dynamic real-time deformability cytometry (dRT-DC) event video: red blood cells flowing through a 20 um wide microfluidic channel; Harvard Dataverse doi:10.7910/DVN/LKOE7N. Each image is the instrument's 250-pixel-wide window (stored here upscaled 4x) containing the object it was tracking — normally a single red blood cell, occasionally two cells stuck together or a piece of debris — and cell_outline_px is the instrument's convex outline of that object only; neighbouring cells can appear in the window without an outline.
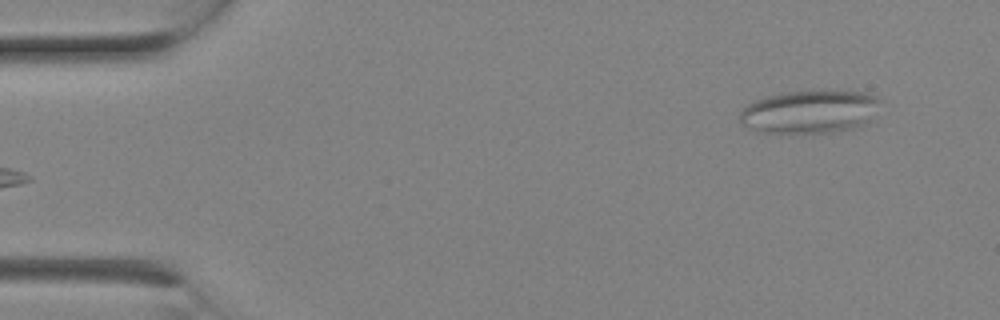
{"species": "Egyptian fruit bat (a non-hibernating species)", "species_latin": "Rousettus aegyptiacus", "temperature_condition": "room temperature", "stored_images_in_passage": 3, "camera_frame_rate_fps": 3000, "um_per_image_px": 0.085, "animal": {"sex": "female"}, "frame": {"image": 1, "passage_image": 3, "time_ms": 0.667, "image_size_px": [1000, 320], "cell_outline_px": [[884, 100], [872, 120], [856, 128], [828, 132], [780, 136], [756, 132], [740, 124], [740, 112], [748, 104], [764, 96], [788, 92], [820, 88], [828, 88], [864, 92], [880, 96]], "centroid_in_image_um": [68.87, 9.5], "position_along_channel_um": 16.1, "area_um2": 37.57}}